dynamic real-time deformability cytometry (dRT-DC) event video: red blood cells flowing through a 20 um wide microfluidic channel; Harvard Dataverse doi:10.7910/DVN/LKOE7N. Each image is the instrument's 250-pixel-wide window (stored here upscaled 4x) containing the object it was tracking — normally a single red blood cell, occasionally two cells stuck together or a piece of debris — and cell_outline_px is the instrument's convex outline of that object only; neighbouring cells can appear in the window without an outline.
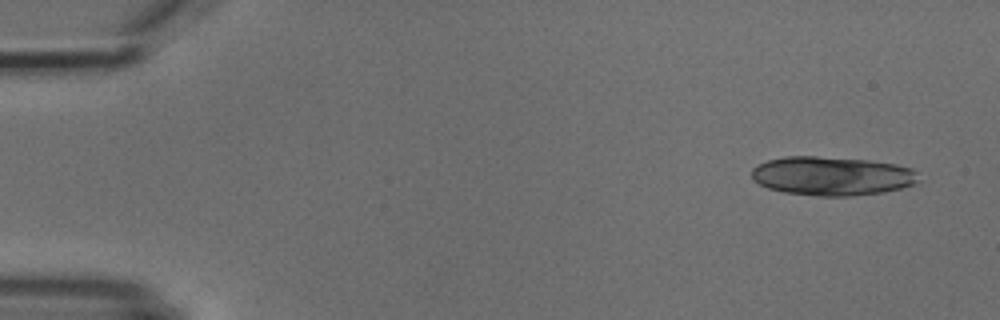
{"species": "common noctule bat (a hibernating species)", "species_latin": "Nyctalus noctula", "temperature_condition": "cold", "stored_images_in_passage": 4, "camera_frame_rate_fps": 3000, "um_per_image_px": 0.085, "animal": {"sex": "male", "body_mass_g": 18.8}, "frame": {"image": 1, "passage_image": 1, "time_ms": 0.0, "image_size_px": [1000, 320], "cell_outline_px": [[920, 184], [884, 192], [852, 196], [816, 196], [784, 192], [768, 188], [752, 180], [752, 168], [756, 164], [768, 160], [784, 156], [816, 156], [868, 160], [896, 164], [912, 168], [916, 172], [920, 180]], "centroid_in_image_um": [70.74, 14.96], "position_along_channel_um": 14.3, "area_um2": 38.32}}